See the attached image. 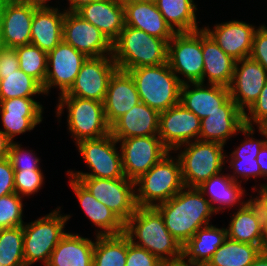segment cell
Instances as JSON below:
<instances>
[{"label": "cell", "instance_id": "cell-1", "mask_svg": "<svg viewBox=\"0 0 267 266\" xmlns=\"http://www.w3.org/2000/svg\"><path fill=\"white\" fill-rule=\"evenodd\" d=\"M155 208L163 216L170 234L183 246L201 227L209 225L215 213L211 203L197 187H184Z\"/></svg>", "mask_w": 267, "mask_h": 266}, {"label": "cell", "instance_id": "cell-2", "mask_svg": "<svg viewBox=\"0 0 267 266\" xmlns=\"http://www.w3.org/2000/svg\"><path fill=\"white\" fill-rule=\"evenodd\" d=\"M124 233L134 245L146 249L165 265L180 264L182 246L167 230L155 207H137L125 223Z\"/></svg>", "mask_w": 267, "mask_h": 266}, {"label": "cell", "instance_id": "cell-3", "mask_svg": "<svg viewBox=\"0 0 267 266\" xmlns=\"http://www.w3.org/2000/svg\"><path fill=\"white\" fill-rule=\"evenodd\" d=\"M168 43L142 30L126 26L112 43V58L118 70L167 63Z\"/></svg>", "mask_w": 267, "mask_h": 266}, {"label": "cell", "instance_id": "cell-4", "mask_svg": "<svg viewBox=\"0 0 267 266\" xmlns=\"http://www.w3.org/2000/svg\"><path fill=\"white\" fill-rule=\"evenodd\" d=\"M127 72L136 84L140 101L150 108L161 113L180 103L183 79L170 69L168 62Z\"/></svg>", "mask_w": 267, "mask_h": 266}, {"label": "cell", "instance_id": "cell-5", "mask_svg": "<svg viewBox=\"0 0 267 266\" xmlns=\"http://www.w3.org/2000/svg\"><path fill=\"white\" fill-rule=\"evenodd\" d=\"M175 159L169 152L135 181V187H138L135 189L138 207H155L185 187L180 160L178 156Z\"/></svg>", "mask_w": 267, "mask_h": 266}, {"label": "cell", "instance_id": "cell-6", "mask_svg": "<svg viewBox=\"0 0 267 266\" xmlns=\"http://www.w3.org/2000/svg\"><path fill=\"white\" fill-rule=\"evenodd\" d=\"M184 147L183 150L180 148ZM185 187H198L211 176L219 174L227 155L224 145L217 142L195 140L177 147ZM225 154V155H224Z\"/></svg>", "mask_w": 267, "mask_h": 266}, {"label": "cell", "instance_id": "cell-7", "mask_svg": "<svg viewBox=\"0 0 267 266\" xmlns=\"http://www.w3.org/2000/svg\"><path fill=\"white\" fill-rule=\"evenodd\" d=\"M70 215H62L60 207L39 219L23 225L25 266L43 261L47 266L52 251L66 234L64 228Z\"/></svg>", "mask_w": 267, "mask_h": 266}, {"label": "cell", "instance_id": "cell-8", "mask_svg": "<svg viewBox=\"0 0 267 266\" xmlns=\"http://www.w3.org/2000/svg\"><path fill=\"white\" fill-rule=\"evenodd\" d=\"M57 116H62L64 106L68 109V130L76 144L86 139H96L110 134L102 102L76 96H59Z\"/></svg>", "mask_w": 267, "mask_h": 266}, {"label": "cell", "instance_id": "cell-9", "mask_svg": "<svg viewBox=\"0 0 267 266\" xmlns=\"http://www.w3.org/2000/svg\"><path fill=\"white\" fill-rule=\"evenodd\" d=\"M119 142L111 135L96 139L79 141L78 151L91 169V173L67 171L71 177H93L117 179L125 177L122 168L121 151H117ZM120 153V154H119Z\"/></svg>", "mask_w": 267, "mask_h": 266}, {"label": "cell", "instance_id": "cell-10", "mask_svg": "<svg viewBox=\"0 0 267 266\" xmlns=\"http://www.w3.org/2000/svg\"><path fill=\"white\" fill-rule=\"evenodd\" d=\"M167 62L176 75L184 76L183 84L203 83L202 29L175 33L168 42Z\"/></svg>", "mask_w": 267, "mask_h": 266}, {"label": "cell", "instance_id": "cell-11", "mask_svg": "<svg viewBox=\"0 0 267 266\" xmlns=\"http://www.w3.org/2000/svg\"><path fill=\"white\" fill-rule=\"evenodd\" d=\"M79 180L90 193L124 223L137 209L135 182L126 177L117 179L72 177Z\"/></svg>", "mask_w": 267, "mask_h": 266}, {"label": "cell", "instance_id": "cell-12", "mask_svg": "<svg viewBox=\"0 0 267 266\" xmlns=\"http://www.w3.org/2000/svg\"><path fill=\"white\" fill-rule=\"evenodd\" d=\"M116 140L121 143L124 176L134 182L170 152L158 135Z\"/></svg>", "mask_w": 267, "mask_h": 266}, {"label": "cell", "instance_id": "cell-13", "mask_svg": "<svg viewBox=\"0 0 267 266\" xmlns=\"http://www.w3.org/2000/svg\"><path fill=\"white\" fill-rule=\"evenodd\" d=\"M117 70L112 55L88 57L71 88L59 96H76L103 103L109 81Z\"/></svg>", "mask_w": 267, "mask_h": 266}, {"label": "cell", "instance_id": "cell-14", "mask_svg": "<svg viewBox=\"0 0 267 266\" xmlns=\"http://www.w3.org/2000/svg\"><path fill=\"white\" fill-rule=\"evenodd\" d=\"M62 34L65 43L86 57L112 55V43L107 37L76 12H65Z\"/></svg>", "mask_w": 267, "mask_h": 266}, {"label": "cell", "instance_id": "cell-15", "mask_svg": "<svg viewBox=\"0 0 267 266\" xmlns=\"http://www.w3.org/2000/svg\"><path fill=\"white\" fill-rule=\"evenodd\" d=\"M87 58L62 40L47 53V73L42 86L44 94L48 95L52 86L60 89L59 95L66 93L73 85L81 65Z\"/></svg>", "mask_w": 267, "mask_h": 266}, {"label": "cell", "instance_id": "cell-16", "mask_svg": "<svg viewBox=\"0 0 267 266\" xmlns=\"http://www.w3.org/2000/svg\"><path fill=\"white\" fill-rule=\"evenodd\" d=\"M200 122L198 116L178 103L160 113L158 136L172 152L185 143L199 140Z\"/></svg>", "mask_w": 267, "mask_h": 266}, {"label": "cell", "instance_id": "cell-17", "mask_svg": "<svg viewBox=\"0 0 267 266\" xmlns=\"http://www.w3.org/2000/svg\"><path fill=\"white\" fill-rule=\"evenodd\" d=\"M37 7L21 0H0V34L5 47L31 43V24Z\"/></svg>", "mask_w": 267, "mask_h": 266}, {"label": "cell", "instance_id": "cell-18", "mask_svg": "<svg viewBox=\"0 0 267 266\" xmlns=\"http://www.w3.org/2000/svg\"><path fill=\"white\" fill-rule=\"evenodd\" d=\"M266 81L267 71L260 63L250 57L236 61L228 88L231 99L243 113L257 100Z\"/></svg>", "mask_w": 267, "mask_h": 266}, {"label": "cell", "instance_id": "cell-19", "mask_svg": "<svg viewBox=\"0 0 267 266\" xmlns=\"http://www.w3.org/2000/svg\"><path fill=\"white\" fill-rule=\"evenodd\" d=\"M43 106L34 98H12L0 102L1 120L6 136L14 142L16 135L33 130L42 122Z\"/></svg>", "mask_w": 267, "mask_h": 266}, {"label": "cell", "instance_id": "cell-20", "mask_svg": "<svg viewBox=\"0 0 267 266\" xmlns=\"http://www.w3.org/2000/svg\"><path fill=\"white\" fill-rule=\"evenodd\" d=\"M203 29L216 42L220 49L238 61L250 56L255 31V26L246 22L232 20L216 24L214 30L208 27Z\"/></svg>", "mask_w": 267, "mask_h": 266}, {"label": "cell", "instance_id": "cell-21", "mask_svg": "<svg viewBox=\"0 0 267 266\" xmlns=\"http://www.w3.org/2000/svg\"><path fill=\"white\" fill-rule=\"evenodd\" d=\"M200 125L199 140L225 145L230 137L245 126L244 113L230 98L221 106V111H215L201 119Z\"/></svg>", "mask_w": 267, "mask_h": 266}, {"label": "cell", "instance_id": "cell-22", "mask_svg": "<svg viewBox=\"0 0 267 266\" xmlns=\"http://www.w3.org/2000/svg\"><path fill=\"white\" fill-rule=\"evenodd\" d=\"M230 98L228 87L214 84L205 86L201 82L186 83L181 87L180 104L203 119L215 111H221V106Z\"/></svg>", "mask_w": 267, "mask_h": 266}, {"label": "cell", "instance_id": "cell-23", "mask_svg": "<svg viewBox=\"0 0 267 266\" xmlns=\"http://www.w3.org/2000/svg\"><path fill=\"white\" fill-rule=\"evenodd\" d=\"M76 13L97 27L113 43L125 27L122 0H96L79 8Z\"/></svg>", "mask_w": 267, "mask_h": 266}, {"label": "cell", "instance_id": "cell-24", "mask_svg": "<svg viewBox=\"0 0 267 266\" xmlns=\"http://www.w3.org/2000/svg\"><path fill=\"white\" fill-rule=\"evenodd\" d=\"M140 102L139 93L131 75L128 72L117 70L109 81L103 102L108 124L111 126Z\"/></svg>", "mask_w": 267, "mask_h": 266}, {"label": "cell", "instance_id": "cell-25", "mask_svg": "<svg viewBox=\"0 0 267 266\" xmlns=\"http://www.w3.org/2000/svg\"><path fill=\"white\" fill-rule=\"evenodd\" d=\"M69 183L84 213L94 225L100 228L97 230L98 233H95L96 236L124 233L125 223L106 205L98 201L79 180L71 177Z\"/></svg>", "mask_w": 267, "mask_h": 266}, {"label": "cell", "instance_id": "cell-26", "mask_svg": "<svg viewBox=\"0 0 267 266\" xmlns=\"http://www.w3.org/2000/svg\"><path fill=\"white\" fill-rule=\"evenodd\" d=\"M160 113L143 102L133 106L110 126L115 139L158 135Z\"/></svg>", "mask_w": 267, "mask_h": 266}, {"label": "cell", "instance_id": "cell-27", "mask_svg": "<svg viewBox=\"0 0 267 266\" xmlns=\"http://www.w3.org/2000/svg\"><path fill=\"white\" fill-rule=\"evenodd\" d=\"M125 25L164 39L167 43L175 32L167 24L155 3L123 1Z\"/></svg>", "mask_w": 267, "mask_h": 266}, {"label": "cell", "instance_id": "cell-28", "mask_svg": "<svg viewBox=\"0 0 267 266\" xmlns=\"http://www.w3.org/2000/svg\"><path fill=\"white\" fill-rule=\"evenodd\" d=\"M65 10L54 7L36 8L31 24V43L49 53L63 40Z\"/></svg>", "mask_w": 267, "mask_h": 266}, {"label": "cell", "instance_id": "cell-29", "mask_svg": "<svg viewBox=\"0 0 267 266\" xmlns=\"http://www.w3.org/2000/svg\"><path fill=\"white\" fill-rule=\"evenodd\" d=\"M238 206V211L233 214L229 227L226 228L227 237L261 248L263 219L258 205L251 197L243 205Z\"/></svg>", "mask_w": 267, "mask_h": 266}, {"label": "cell", "instance_id": "cell-30", "mask_svg": "<svg viewBox=\"0 0 267 266\" xmlns=\"http://www.w3.org/2000/svg\"><path fill=\"white\" fill-rule=\"evenodd\" d=\"M202 52L204 58L203 83L229 87L236 60L224 53L210 35L202 28Z\"/></svg>", "mask_w": 267, "mask_h": 266}, {"label": "cell", "instance_id": "cell-31", "mask_svg": "<svg viewBox=\"0 0 267 266\" xmlns=\"http://www.w3.org/2000/svg\"><path fill=\"white\" fill-rule=\"evenodd\" d=\"M226 238V228L222 227L220 229L212 224L201 227L182 246V259L180 264L208 263L218 247L225 242Z\"/></svg>", "mask_w": 267, "mask_h": 266}, {"label": "cell", "instance_id": "cell-32", "mask_svg": "<svg viewBox=\"0 0 267 266\" xmlns=\"http://www.w3.org/2000/svg\"><path fill=\"white\" fill-rule=\"evenodd\" d=\"M95 242L66 233L52 251L47 266H92Z\"/></svg>", "mask_w": 267, "mask_h": 266}, {"label": "cell", "instance_id": "cell-33", "mask_svg": "<svg viewBox=\"0 0 267 266\" xmlns=\"http://www.w3.org/2000/svg\"><path fill=\"white\" fill-rule=\"evenodd\" d=\"M241 182H235L228 174L219 173L211 176L208 180L203 182L197 188L205 195L210 196L208 201L211 203L215 213L227 207L231 208L235 204L243 205L245 202L242 196L245 193L244 188L241 187ZM240 183V184H239ZM217 203L215 206L214 204ZM224 206V207H223Z\"/></svg>", "mask_w": 267, "mask_h": 266}, {"label": "cell", "instance_id": "cell-34", "mask_svg": "<svg viewBox=\"0 0 267 266\" xmlns=\"http://www.w3.org/2000/svg\"><path fill=\"white\" fill-rule=\"evenodd\" d=\"M156 7L175 33L200 30L193 0H156Z\"/></svg>", "mask_w": 267, "mask_h": 266}, {"label": "cell", "instance_id": "cell-35", "mask_svg": "<svg viewBox=\"0 0 267 266\" xmlns=\"http://www.w3.org/2000/svg\"><path fill=\"white\" fill-rule=\"evenodd\" d=\"M92 266H125L128 249V236H96Z\"/></svg>", "mask_w": 267, "mask_h": 266}, {"label": "cell", "instance_id": "cell-36", "mask_svg": "<svg viewBox=\"0 0 267 266\" xmlns=\"http://www.w3.org/2000/svg\"><path fill=\"white\" fill-rule=\"evenodd\" d=\"M261 251L258 245L238 242L227 237L212 255L208 264L210 266H249Z\"/></svg>", "mask_w": 267, "mask_h": 266}, {"label": "cell", "instance_id": "cell-37", "mask_svg": "<svg viewBox=\"0 0 267 266\" xmlns=\"http://www.w3.org/2000/svg\"><path fill=\"white\" fill-rule=\"evenodd\" d=\"M36 94H44L42 85L21 69L3 74V79H0V102L12 98H32Z\"/></svg>", "mask_w": 267, "mask_h": 266}, {"label": "cell", "instance_id": "cell-38", "mask_svg": "<svg viewBox=\"0 0 267 266\" xmlns=\"http://www.w3.org/2000/svg\"><path fill=\"white\" fill-rule=\"evenodd\" d=\"M0 265L25 266L23 226L0 229Z\"/></svg>", "mask_w": 267, "mask_h": 266}, {"label": "cell", "instance_id": "cell-39", "mask_svg": "<svg viewBox=\"0 0 267 266\" xmlns=\"http://www.w3.org/2000/svg\"><path fill=\"white\" fill-rule=\"evenodd\" d=\"M15 50L19 59V69L43 86L47 73V53L32 44L18 46Z\"/></svg>", "mask_w": 267, "mask_h": 266}, {"label": "cell", "instance_id": "cell-40", "mask_svg": "<svg viewBox=\"0 0 267 266\" xmlns=\"http://www.w3.org/2000/svg\"><path fill=\"white\" fill-rule=\"evenodd\" d=\"M17 193L0 197V229L23 226V202Z\"/></svg>", "mask_w": 267, "mask_h": 266}, {"label": "cell", "instance_id": "cell-41", "mask_svg": "<svg viewBox=\"0 0 267 266\" xmlns=\"http://www.w3.org/2000/svg\"><path fill=\"white\" fill-rule=\"evenodd\" d=\"M42 170H14L15 193L22 198L38 192L43 184Z\"/></svg>", "mask_w": 267, "mask_h": 266}, {"label": "cell", "instance_id": "cell-42", "mask_svg": "<svg viewBox=\"0 0 267 266\" xmlns=\"http://www.w3.org/2000/svg\"><path fill=\"white\" fill-rule=\"evenodd\" d=\"M21 146L16 142L11 143L7 158L13 170H41L39 166L40 159L32 152L33 150L26 151Z\"/></svg>", "mask_w": 267, "mask_h": 266}, {"label": "cell", "instance_id": "cell-43", "mask_svg": "<svg viewBox=\"0 0 267 266\" xmlns=\"http://www.w3.org/2000/svg\"><path fill=\"white\" fill-rule=\"evenodd\" d=\"M254 127L244 126L240 132L244 134L245 141L241 143L234 151L231 152L229 159H256L259 150L265 143L263 140L254 139L252 136L254 134ZM251 135V137H250Z\"/></svg>", "mask_w": 267, "mask_h": 266}, {"label": "cell", "instance_id": "cell-44", "mask_svg": "<svg viewBox=\"0 0 267 266\" xmlns=\"http://www.w3.org/2000/svg\"><path fill=\"white\" fill-rule=\"evenodd\" d=\"M125 266H165V264L146 249L134 245L128 237Z\"/></svg>", "mask_w": 267, "mask_h": 266}, {"label": "cell", "instance_id": "cell-45", "mask_svg": "<svg viewBox=\"0 0 267 266\" xmlns=\"http://www.w3.org/2000/svg\"><path fill=\"white\" fill-rule=\"evenodd\" d=\"M229 167L234 170L232 175L229 174V176L235 182H238V177L240 176L241 178L243 177L245 181L251 177H254L255 179L256 177H261V171L256 159H231Z\"/></svg>", "mask_w": 267, "mask_h": 266}, {"label": "cell", "instance_id": "cell-46", "mask_svg": "<svg viewBox=\"0 0 267 266\" xmlns=\"http://www.w3.org/2000/svg\"><path fill=\"white\" fill-rule=\"evenodd\" d=\"M260 63L267 71V27L261 25L255 31L252 49L249 56Z\"/></svg>", "mask_w": 267, "mask_h": 266}, {"label": "cell", "instance_id": "cell-47", "mask_svg": "<svg viewBox=\"0 0 267 266\" xmlns=\"http://www.w3.org/2000/svg\"><path fill=\"white\" fill-rule=\"evenodd\" d=\"M267 117V81L260 95L253 105L244 113V123L246 126H254L261 119Z\"/></svg>", "mask_w": 267, "mask_h": 266}, {"label": "cell", "instance_id": "cell-48", "mask_svg": "<svg viewBox=\"0 0 267 266\" xmlns=\"http://www.w3.org/2000/svg\"><path fill=\"white\" fill-rule=\"evenodd\" d=\"M15 193L14 170L7 157L0 159V197Z\"/></svg>", "mask_w": 267, "mask_h": 266}, {"label": "cell", "instance_id": "cell-49", "mask_svg": "<svg viewBox=\"0 0 267 266\" xmlns=\"http://www.w3.org/2000/svg\"><path fill=\"white\" fill-rule=\"evenodd\" d=\"M19 70V59L15 48L2 46L0 48V79L3 74Z\"/></svg>", "mask_w": 267, "mask_h": 266}, {"label": "cell", "instance_id": "cell-50", "mask_svg": "<svg viewBox=\"0 0 267 266\" xmlns=\"http://www.w3.org/2000/svg\"><path fill=\"white\" fill-rule=\"evenodd\" d=\"M257 163L261 171V177L267 179V143H264L256 157ZM260 187H266L267 184L259 185Z\"/></svg>", "mask_w": 267, "mask_h": 266}, {"label": "cell", "instance_id": "cell-51", "mask_svg": "<svg viewBox=\"0 0 267 266\" xmlns=\"http://www.w3.org/2000/svg\"><path fill=\"white\" fill-rule=\"evenodd\" d=\"M259 196H256L255 198H252L254 202L258 205L261 214L262 219L267 220V186L266 187H260V190L258 192Z\"/></svg>", "mask_w": 267, "mask_h": 266}, {"label": "cell", "instance_id": "cell-52", "mask_svg": "<svg viewBox=\"0 0 267 266\" xmlns=\"http://www.w3.org/2000/svg\"><path fill=\"white\" fill-rule=\"evenodd\" d=\"M12 141L0 129V159L8 157Z\"/></svg>", "mask_w": 267, "mask_h": 266}, {"label": "cell", "instance_id": "cell-53", "mask_svg": "<svg viewBox=\"0 0 267 266\" xmlns=\"http://www.w3.org/2000/svg\"><path fill=\"white\" fill-rule=\"evenodd\" d=\"M68 1H69V9L67 8V10L65 9V11L76 12L82 6L96 0H68Z\"/></svg>", "mask_w": 267, "mask_h": 266}, {"label": "cell", "instance_id": "cell-54", "mask_svg": "<svg viewBox=\"0 0 267 266\" xmlns=\"http://www.w3.org/2000/svg\"><path fill=\"white\" fill-rule=\"evenodd\" d=\"M249 266H267V252L261 251Z\"/></svg>", "mask_w": 267, "mask_h": 266}, {"label": "cell", "instance_id": "cell-55", "mask_svg": "<svg viewBox=\"0 0 267 266\" xmlns=\"http://www.w3.org/2000/svg\"><path fill=\"white\" fill-rule=\"evenodd\" d=\"M256 125L258 127L259 133L262 135V137H265V143H267V117L261 119Z\"/></svg>", "mask_w": 267, "mask_h": 266}, {"label": "cell", "instance_id": "cell-56", "mask_svg": "<svg viewBox=\"0 0 267 266\" xmlns=\"http://www.w3.org/2000/svg\"><path fill=\"white\" fill-rule=\"evenodd\" d=\"M25 3H28L32 6H35L37 8H41V7H51L49 6V4L47 5L46 3H48L49 1L48 0H21Z\"/></svg>", "mask_w": 267, "mask_h": 266}, {"label": "cell", "instance_id": "cell-57", "mask_svg": "<svg viewBox=\"0 0 267 266\" xmlns=\"http://www.w3.org/2000/svg\"><path fill=\"white\" fill-rule=\"evenodd\" d=\"M261 250L267 252V220H263V235H262Z\"/></svg>", "mask_w": 267, "mask_h": 266}, {"label": "cell", "instance_id": "cell-58", "mask_svg": "<svg viewBox=\"0 0 267 266\" xmlns=\"http://www.w3.org/2000/svg\"><path fill=\"white\" fill-rule=\"evenodd\" d=\"M122 1L146 2V3H155L156 2V0H122Z\"/></svg>", "mask_w": 267, "mask_h": 266}, {"label": "cell", "instance_id": "cell-59", "mask_svg": "<svg viewBox=\"0 0 267 266\" xmlns=\"http://www.w3.org/2000/svg\"><path fill=\"white\" fill-rule=\"evenodd\" d=\"M183 266H210L208 263H200V264H187Z\"/></svg>", "mask_w": 267, "mask_h": 266}, {"label": "cell", "instance_id": "cell-60", "mask_svg": "<svg viewBox=\"0 0 267 266\" xmlns=\"http://www.w3.org/2000/svg\"><path fill=\"white\" fill-rule=\"evenodd\" d=\"M3 46L2 40H1V34H0V48Z\"/></svg>", "mask_w": 267, "mask_h": 266}, {"label": "cell", "instance_id": "cell-61", "mask_svg": "<svg viewBox=\"0 0 267 266\" xmlns=\"http://www.w3.org/2000/svg\"><path fill=\"white\" fill-rule=\"evenodd\" d=\"M165 266H183V265L177 264V265H165Z\"/></svg>", "mask_w": 267, "mask_h": 266}]
</instances>
